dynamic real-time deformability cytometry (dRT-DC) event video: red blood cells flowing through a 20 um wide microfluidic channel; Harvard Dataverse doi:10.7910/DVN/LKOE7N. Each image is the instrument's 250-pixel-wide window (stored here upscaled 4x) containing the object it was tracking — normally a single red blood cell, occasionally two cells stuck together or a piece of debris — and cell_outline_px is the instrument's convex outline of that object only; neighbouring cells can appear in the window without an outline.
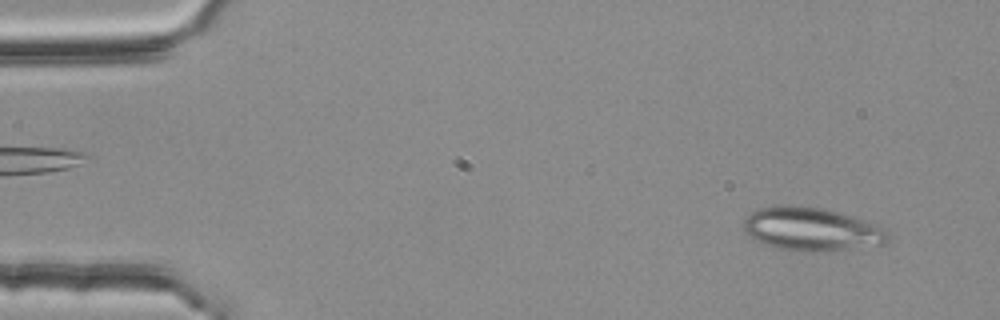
{"species": "common noctule bat (a hibernating species)", "species_latin": "Nyctalus noctula", "temperature_condition": "room temperature", "stored_images_in_passage": 54, "segment_of_instrument_passage": [1, 2], "camera_frame_rate_fps": 3000, "um_per_image_px": 0.085, "animal": {"sex": "female", "body_mass_g": 25.1}, "frame": {"image": 1, "passage_image": 4, "time_ms": 1.0, "image_size_px": [1000, 320], "cell_outline_px": [[892, 240], [884, 244], [804, 252], [776, 248], [764, 244], [756, 240], [744, 232], [744, 220], [752, 212], [760, 208], [788, 204], [820, 208], [840, 212], [888, 228]], "centroid_in_image_um": [69.01, 19.47], "position_along_channel_um": 16.0, "area_um2": 36.36}}